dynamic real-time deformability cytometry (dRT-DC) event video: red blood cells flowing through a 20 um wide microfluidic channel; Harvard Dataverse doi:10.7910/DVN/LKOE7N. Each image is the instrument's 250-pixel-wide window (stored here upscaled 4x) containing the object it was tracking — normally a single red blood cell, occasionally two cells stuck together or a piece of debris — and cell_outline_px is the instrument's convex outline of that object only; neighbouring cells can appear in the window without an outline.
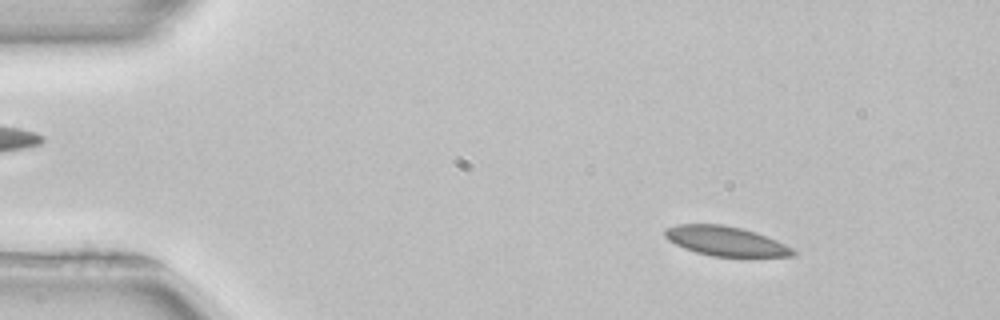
{"species": "common noctule bat (a hibernating species)", "species_latin": "Nyctalus noctula", "temperature_condition": "room temperature", "stored_images_in_passage": 50, "camera_frame_rate_fps": 3000, "um_per_image_px": 0.085, "animal": {"sex": "female", "body_mass_g": 22.7, "forearm_length_mm": 54.2}, "frame": {"image": 1, "passage_image": 5, "time_ms": 1.333, "image_size_px": [1000, 320], "cell_outline_px": [[800, 252], [796, 256], [712, 256], [696, 252], [684, 248], [668, 240], [664, 236], [664, 228], [676, 224], [724, 224], [756, 232], [776, 240]], "centroid_in_image_um": [61.68, 20.48], "position_along_channel_um": 23.3, "area_um2": 22.08}}
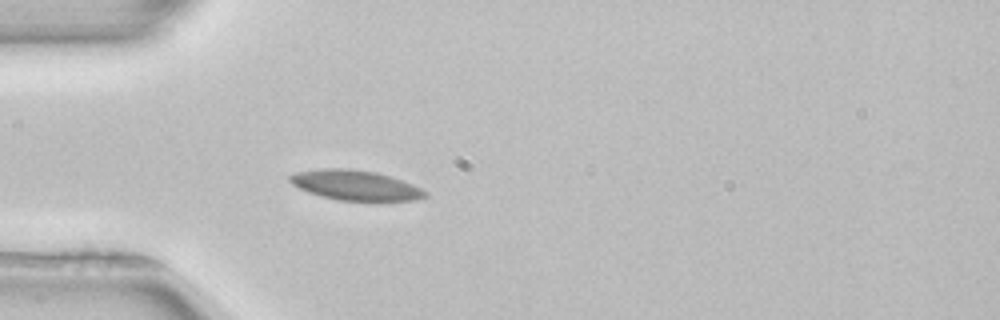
{"frame": {"image": 2, "passage_image": 13, "time_ms": 4.0, "image_size_px": [1000, 320], "cell_outline_px": [[428, 196], [416, 200], [380, 204], [368, 204], [340, 200], [308, 192], [292, 184], [288, 180], [288, 176], [296, 172], [324, 168], [348, 168], [376, 172], [412, 184], [428, 192]], "centroid_in_image_um": [30.29, 15.8], "position_along_channel_um": 54.7, "area_um2": 24.57}}
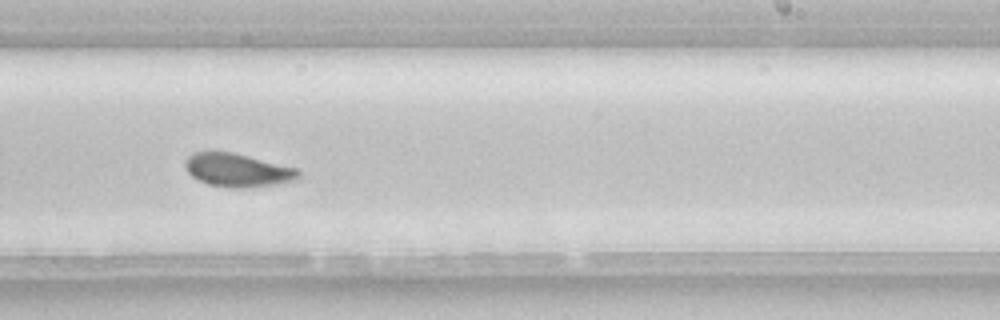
{"frame": {"image": 3, "passage_image": 30, "time_ms": 9.667, "image_size_px": [1000, 320], "cell_outline_px": [[300, 176], [296, 180], [276, 184], [244, 188], [228, 188], [212, 184], [200, 180], [192, 176], [184, 168], [184, 160], [192, 152], [232, 152], [300, 168]], "centroid_in_image_um": [20.22, 14.45], "position_along_channel_um": 268.8, "area_um2": 22.14}, "authors_computed_cell_mechanics": {"area_um2": 22.3397, "velocity_mm_per_s": 3.9149, "shape_relaxation_time_tau1_ms": 6.5069, "shape_relaxation_time_tau2_ms": 3.4303, "deformation_change_tau1": 0.1426, "deformation_change_tau2": 0.0557}}